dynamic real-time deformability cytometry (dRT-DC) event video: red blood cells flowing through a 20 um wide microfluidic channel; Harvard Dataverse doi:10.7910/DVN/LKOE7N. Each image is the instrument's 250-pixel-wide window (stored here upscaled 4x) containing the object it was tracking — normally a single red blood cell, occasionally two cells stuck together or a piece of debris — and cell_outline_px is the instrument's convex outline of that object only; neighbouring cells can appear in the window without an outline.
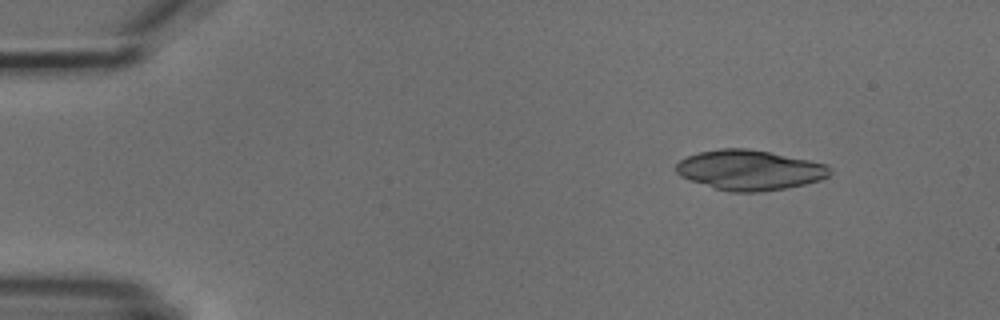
{"species": "common noctule bat (a hibernating species)", "species_latin": "Nyctalus noctula", "temperature_condition": "cold", "stored_images_in_passage": 5, "camera_frame_rate_fps": 3000, "um_per_image_px": 0.085, "animal": {"sex": "male", "body_mass_g": 18.8}, "frame": {"image": 1, "passage_image": 2, "time_ms": 1.333, "image_size_px": [1000, 320], "cell_outline_px": [[832, 172], [828, 176], [820, 180], [788, 188], [760, 192], [732, 192], [716, 188], [680, 176], [676, 172], [676, 164], [680, 160], [688, 156], [700, 152], [720, 148], [748, 148], [828, 164], [832, 168]], "centroid_in_image_um": [63.75, 14.45], "position_along_channel_um": 21.3, "area_um2": 35.72}}